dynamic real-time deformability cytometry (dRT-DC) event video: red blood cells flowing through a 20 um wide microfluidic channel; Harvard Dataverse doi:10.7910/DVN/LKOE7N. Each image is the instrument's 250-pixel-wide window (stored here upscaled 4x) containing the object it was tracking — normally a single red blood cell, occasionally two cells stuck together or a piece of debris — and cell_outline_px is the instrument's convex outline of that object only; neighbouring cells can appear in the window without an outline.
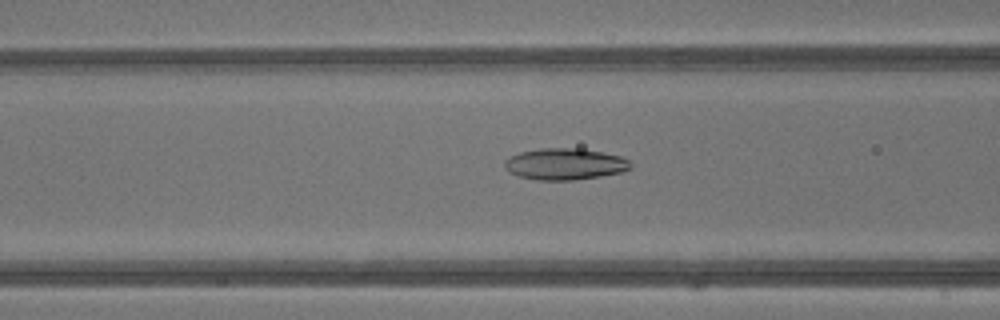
{"species": "common noctule bat (a hibernating species)", "species_latin": "Nyctalus noctula", "temperature_condition": "warm", "stored_images_in_passage": 42, "camera_frame_rate_fps": 3000, "um_per_image_px": 0.085, "animal": {"sex": "male", "body_mass_g": 13.3}, "frame": {"image": 1, "passage_image": 17, "time_ms": 5.333, "image_size_px": [1000, 320], "cell_outline_px": [[632, 168], [620, 172], [600, 176], [576, 180], [536, 180], [520, 176], [508, 172], [504, 164], [504, 160], [520, 152], [540, 148], [580, 148], [604, 152], [620, 156], [628, 160], [632, 164]], "centroid_in_image_um": [48.02, 13.94], "position_along_channel_um": 118.6, "area_um2": 23.18}}
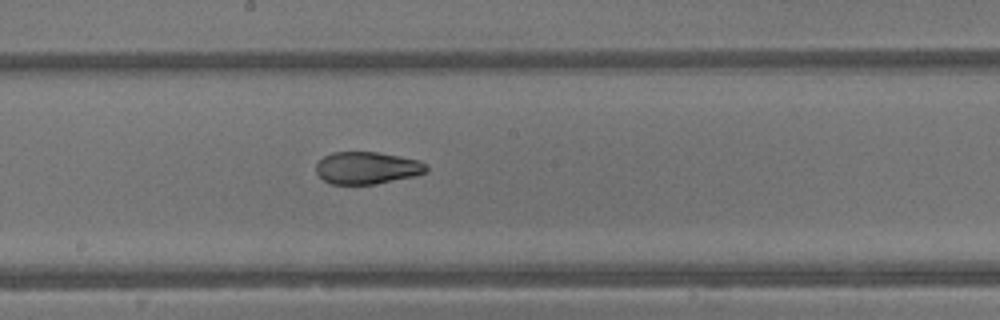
{"frame": {"image": 2, "passage_image": 23, "time_ms": 7.333, "image_size_px": [1000, 320], "cell_outline_px": [[428, 168], [424, 172], [416, 176], [376, 184], [332, 184], [324, 180], [316, 172], [316, 164], [324, 156], [332, 152], [376, 152], [400, 156], [420, 160]], "centroid_in_image_um": [31.2, 14.27], "position_along_channel_um": 217.0, "area_um2": 20.69}}
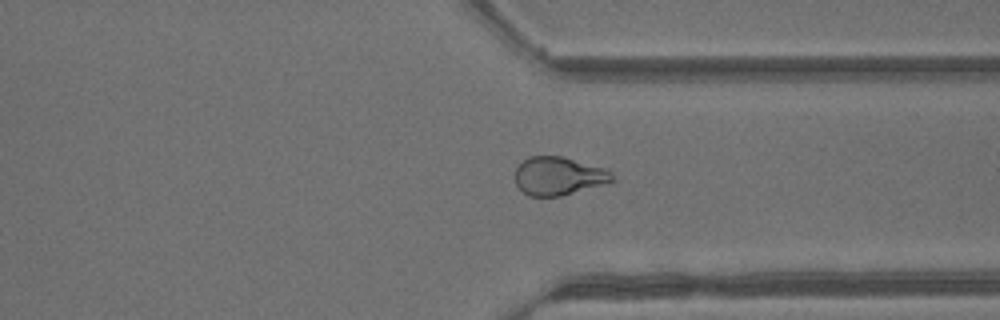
{"frame": {"image": 3, "passage_image": 32, "time_ms": 10.333, "image_size_px": [1000, 320], "cell_outline_px": [[616, 180], [560, 196], [528, 196], [516, 184], [516, 168], [528, 156], [560, 156], [608, 168], [612, 172]], "centroid_in_image_um": [47.51, 14.95], "position_along_channel_um": 363.9, "area_um2": 21.56}, "authors_computed_cell_mechanics": {"area_um2": 23.8714, "velocity_mm_per_s": 4.9147, "shape_relaxation_time_tau1_ms": null, "shape_relaxation_time_tau2_ms": 1.6776, "deformation_change_tau1": null, "deformation_change_tau2": 0.0761}}